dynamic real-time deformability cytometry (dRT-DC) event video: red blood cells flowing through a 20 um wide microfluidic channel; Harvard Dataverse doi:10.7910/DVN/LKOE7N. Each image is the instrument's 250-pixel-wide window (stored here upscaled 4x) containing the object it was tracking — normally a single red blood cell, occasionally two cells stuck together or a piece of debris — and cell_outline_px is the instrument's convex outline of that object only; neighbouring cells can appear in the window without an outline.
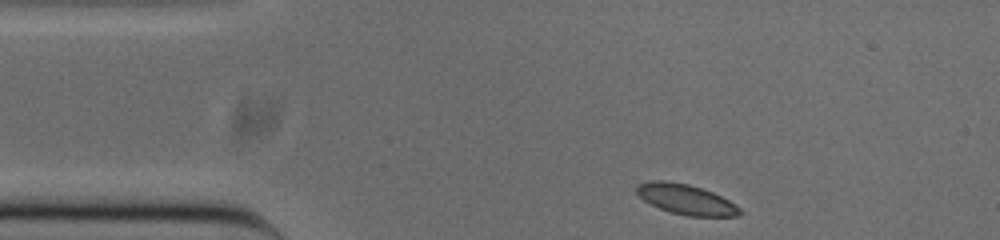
{"species": "common noctule bat (a hibernating species)", "species_latin": "Nyctalus noctula", "temperature_condition": "cold", "stored_images_in_passage": 45, "camera_frame_rate_fps": 3000, "um_per_image_px": 0.085, "animal": {"sex": "male", "body_mass_g": 20.0, "forearm_length_mm": 53.3}, "frame": {"image": 1, "passage_image": 1, "time_ms": 0.0, "image_size_px": [1000, 240], "cell_outline_px": [[744, 212], [740, 216], [688, 216], [672, 212], [660, 208], [644, 200], [636, 192], [636, 184], [648, 180], [664, 180], [688, 184], [712, 192], [736, 204]], "centroid_in_image_um": [58.32, 16.94], "position_along_channel_um": 26.7, "area_um2": 18.09}}
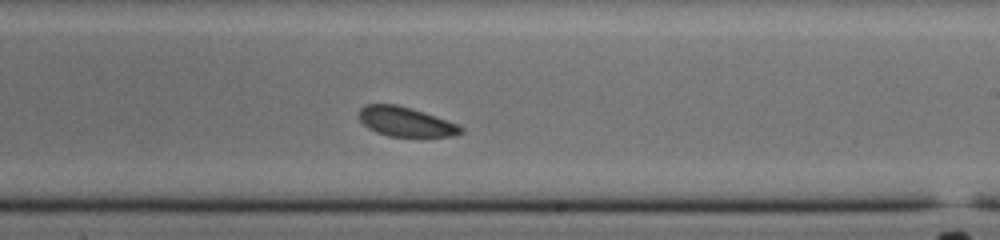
{"frame": {"image": 2, "passage_image": 23, "time_ms": 7.333, "image_size_px": [1000, 240], "cell_outline_px": [[464, 132], [456, 136], [420, 140], [388, 136], [376, 132], [368, 128], [356, 116], [360, 108], [364, 104], [396, 104], [412, 108], [424, 112], [456, 124], [464, 128]], "centroid_in_image_um": [34.51, 10.41], "position_along_channel_um": 254.5, "area_um2": 18.55}}
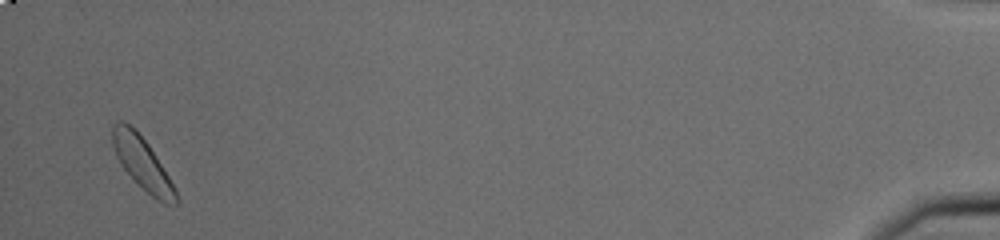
{"frame": {"image": 3, "passage_image": 44, "time_ms": 14.333, "image_size_px": [1000, 240], "cell_outline_px": [[176, 204], [164, 204], [156, 200], [120, 164], [116, 156], [112, 144], [112, 124], [116, 120], [124, 120], [136, 128], [148, 144], [176, 188]], "centroid_in_image_um": [12.06, 13.8], "position_along_channel_um": 423.1, "area_um2": 19.07}, "authors_computed_cell_mechanics": {"area_um2": 18.6116, "velocity_mm_per_s": 3.786, "shape_relaxation_time_tau1_ms": 1.2124, "shape_relaxation_time_tau2_ms": null, "deformation_change_tau1": 0.0437, "deformation_change_tau2": null}}